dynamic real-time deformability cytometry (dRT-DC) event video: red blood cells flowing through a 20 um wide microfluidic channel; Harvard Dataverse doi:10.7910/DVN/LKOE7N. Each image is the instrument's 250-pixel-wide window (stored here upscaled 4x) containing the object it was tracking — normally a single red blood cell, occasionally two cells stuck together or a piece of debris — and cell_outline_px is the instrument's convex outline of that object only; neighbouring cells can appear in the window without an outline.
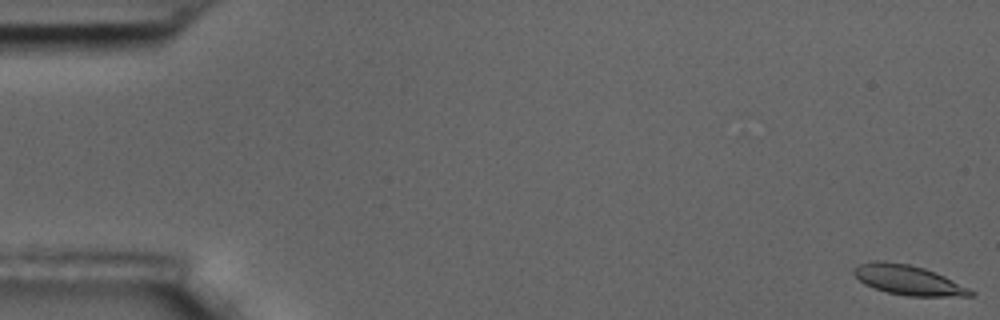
{"species": "common noctule bat (a hibernating species)", "species_latin": "Nyctalus noctula", "temperature_condition": "room temperature", "stored_images_in_passage": 58, "camera_frame_rate_fps": 3000, "um_per_image_px": 0.085, "animal": {"sex": "male", "body_mass_g": 17.5, "forearm_length_mm": 52.3}, "frame": {"image": 1, "passage_image": 1, "time_ms": 0.0, "image_size_px": [1000, 320], "cell_outline_px": [[976, 292], [972, 296], [908, 296], [888, 292], [864, 284], [852, 272], [852, 268], [860, 264], [872, 260], [884, 260], [908, 264], [924, 268], [944, 276]], "centroid_in_image_um": [77.17, 23.79], "position_along_channel_um": 7.8, "area_um2": 20.11}}
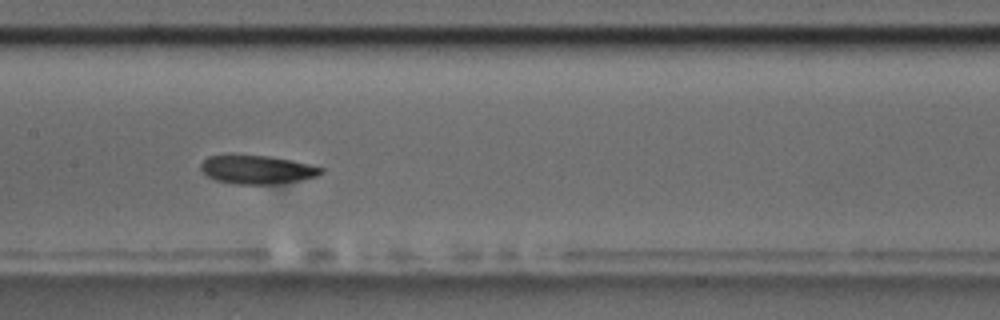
{"frame": {"image": 2, "passage_image": 29, "time_ms": 9.333, "image_size_px": [1000, 320], "cell_outline_px": [[324, 172], [316, 176], [300, 180], [272, 184], [236, 184], [216, 180], [208, 176], [200, 168], [200, 164], [208, 156], [268, 156], [308, 164], [324, 168]], "centroid_in_image_um": [21.85, 14.43], "position_along_channel_um": 185.5, "area_um2": 19.54}}
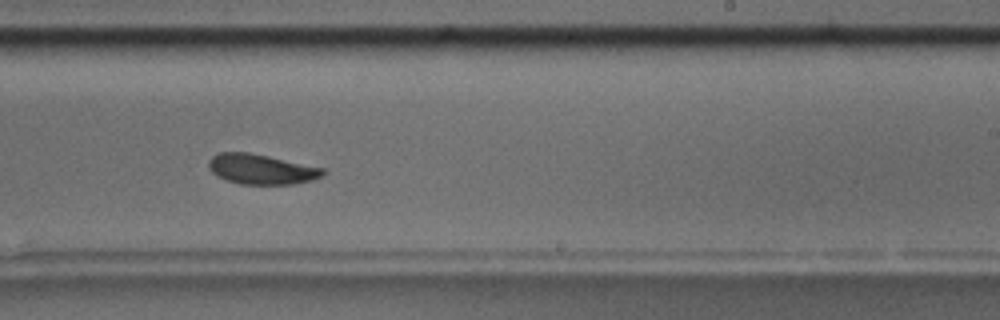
{"frame": {"image": 3, "passage_image": 36, "time_ms": 11.667, "image_size_px": [1000, 320], "cell_outline_px": [[324, 176], [312, 180], [292, 184], [240, 184], [216, 176], [208, 168], [208, 160], [212, 156], [220, 152], [248, 152], [268, 156], [324, 168]], "centroid_in_image_um": [22.19, 14.38], "position_along_channel_um": 266.8, "area_um2": 20.0}, "authors_computed_cell_mechanics": {"area_um2": 20.4901, "velocity_mm_per_s": 3.4895, "shape_relaxation_time_tau1_ms": 6.333, "shape_relaxation_time_tau2_ms": 4.3416, "deformation_change_tau1": 0.1327, "deformation_change_tau2": 0.0931}}